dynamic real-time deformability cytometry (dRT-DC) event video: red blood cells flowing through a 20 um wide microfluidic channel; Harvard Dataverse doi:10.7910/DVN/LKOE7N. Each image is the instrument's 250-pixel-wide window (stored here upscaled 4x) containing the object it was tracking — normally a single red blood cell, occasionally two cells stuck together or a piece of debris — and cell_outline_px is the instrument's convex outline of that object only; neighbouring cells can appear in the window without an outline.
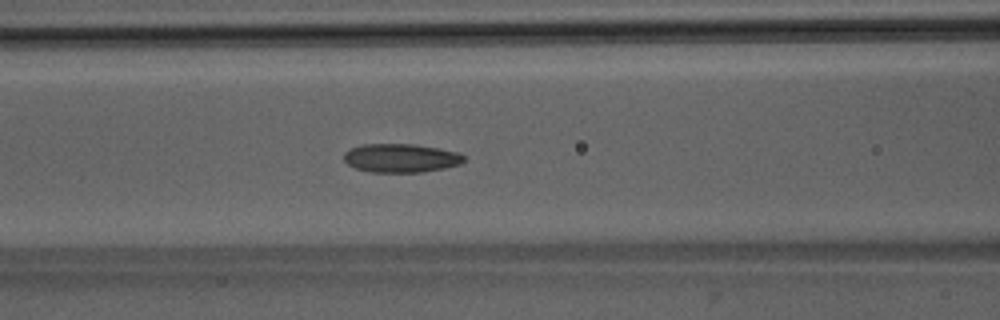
{"species": "Egyptian fruit bat (a non-hibernating species)", "species_latin": "Rousettus aegyptiacus", "temperature_condition": "room temperature", "stored_images_in_passage": 51, "camera_frame_rate_fps": 3000, "um_per_image_px": 0.085, "animal": {"sex": "male"}, "frame": {"image": 1, "passage_image": 21, "time_ms": 6.667, "image_size_px": [1000, 320], "cell_outline_px": [[464, 160], [460, 164], [444, 168], [424, 172], [372, 172], [356, 168], [348, 164], [344, 160], [344, 152], [352, 148], [364, 144], [412, 144], [460, 152], [464, 156]], "centroid_in_image_um": [34.08, 13.44], "position_along_channel_um": 132.5, "area_um2": 19.94}}
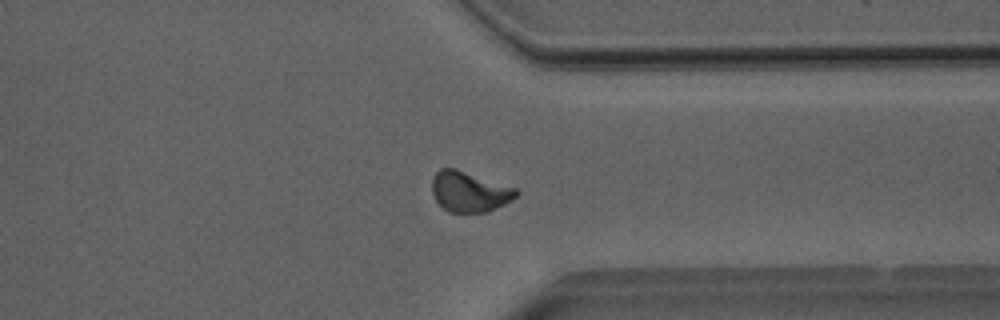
{"frame": {"image": 2, "passage_image": 39, "time_ms": 12.667, "image_size_px": [1000, 320], "cell_outline_px": [[520, 192], [512, 200], [488, 212], [448, 212], [436, 200], [432, 192], [432, 176], [440, 168], [456, 168], [516, 188]], "centroid_in_image_um": [39.89, 16.28], "position_along_channel_um": 371.5, "area_um2": 19.83}}
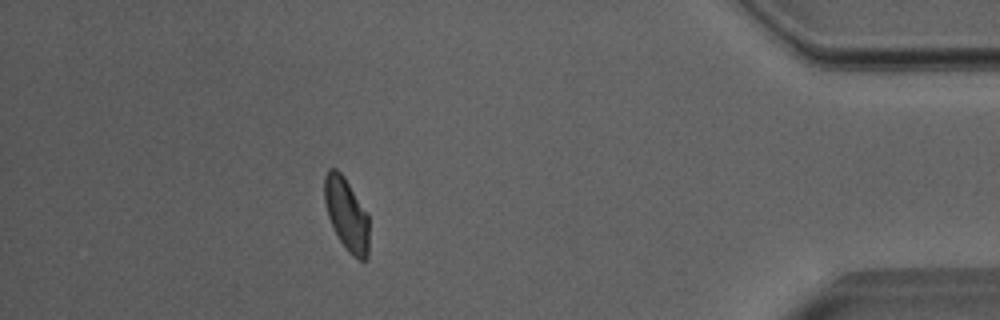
{"frame": {"image": 3, "passage_image": 45, "time_ms": 14.667, "image_size_px": [1000, 320], "cell_outline_px": [[368, 260], [360, 260], [352, 256], [348, 252], [340, 240], [328, 216], [324, 200], [324, 176], [328, 168], [336, 168], [344, 176], [368, 216]], "centroid_in_image_um": [29.44, 18.21], "position_along_channel_um": 405.8, "area_um2": 18.67}, "authors_computed_cell_mechanics": {"area_um2": 19.8254, "velocity_mm_per_s": 4.0063, "shape_relaxation_time_tau1_ms": null, "shape_relaxation_time_tau2_ms": 2.3307, "deformation_change_tau1": null, "deformation_change_tau2": 0.0776}}